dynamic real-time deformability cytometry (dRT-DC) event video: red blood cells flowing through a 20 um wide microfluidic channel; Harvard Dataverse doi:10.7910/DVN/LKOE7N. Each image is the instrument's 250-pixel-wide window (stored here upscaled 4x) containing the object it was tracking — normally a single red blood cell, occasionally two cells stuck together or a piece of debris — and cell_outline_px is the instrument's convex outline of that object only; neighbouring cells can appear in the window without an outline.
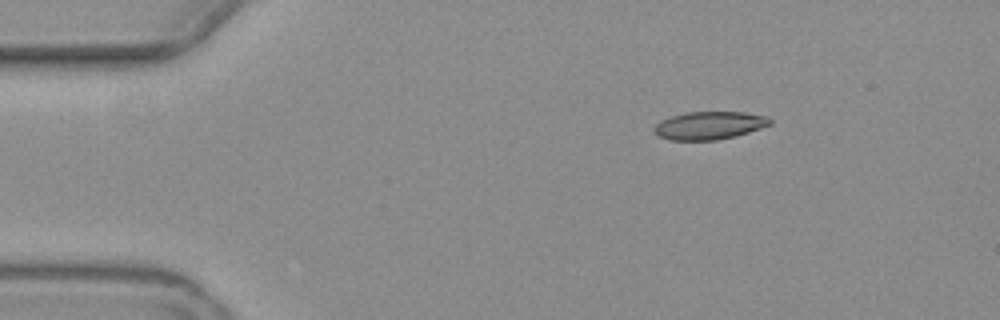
{"species": "common noctule bat (a hibernating species)", "species_latin": "Nyctalus noctula", "temperature_condition": "warm", "stored_images_in_passage": 4, "camera_frame_rate_fps": 3000, "um_per_image_px": 0.085, "animal": {"sex": "female", "body_mass_g": 19.3, "forearm_length_mm": 54.1}, "frame": {"image": 1, "passage_image": 2, "time_ms": 1.333, "image_size_px": [1000, 320], "cell_outline_px": [[772, 124], [736, 136], [716, 140], [668, 140], [656, 136], [652, 132], [652, 128], [660, 120], [672, 116], [688, 112], [744, 112], [768, 116], [772, 120]], "centroid_in_image_um": [60.25, 10.67], "position_along_channel_um": 24.7, "area_um2": 19.07}}
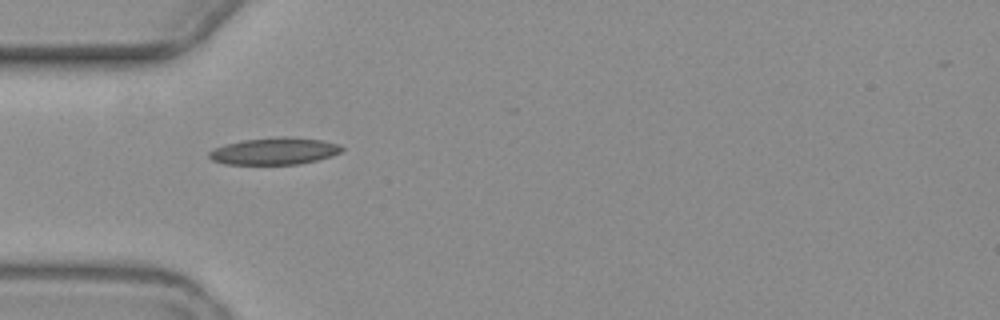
{"frame": {"image": 2, "passage_image": 4, "time_ms": 4.333, "image_size_px": [1000, 320], "cell_outline_px": [[344, 148], [340, 152], [332, 156], [300, 164], [224, 164], [212, 160], [208, 156], [208, 152], [212, 148], [224, 144], [244, 140], [276, 136], [288, 136], [320, 140], [340, 144]], "centroid_in_image_um": [23.3, 12.84], "position_along_channel_um": 61.7, "area_um2": 21.04}}